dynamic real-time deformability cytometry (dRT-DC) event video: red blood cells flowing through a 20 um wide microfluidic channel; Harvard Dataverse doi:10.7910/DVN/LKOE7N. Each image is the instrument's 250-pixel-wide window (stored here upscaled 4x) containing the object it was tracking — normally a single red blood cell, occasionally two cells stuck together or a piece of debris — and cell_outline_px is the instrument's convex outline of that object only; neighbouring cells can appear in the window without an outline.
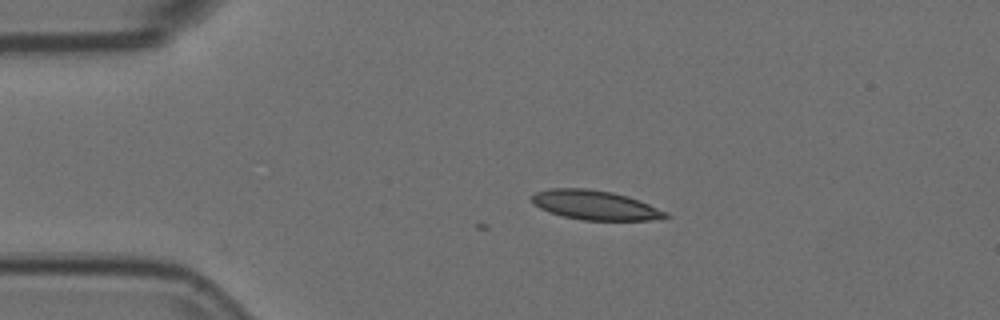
{"species": "Egyptian fruit bat (a non-hibernating species)", "species_latin": "Rousettus aegyptiacus", "temperature_condition": "room temperature", "stored_images_in_passage": 13, "camera_frame_rate_fps": 3000, "um_per_image_px": 0.085, "animal": {"sex": "female"}, "frame": {"image": 1, "passage_image": 1, "time_ms": 0.0, "image_size_px": [1000, 320], "cell_outline_px": [[672, 216], [664, 220], [580, 220], [548, 212], [540, 208], [528, 196], [536, 192], [548, 188], [584, 188], [612, 192], [628, 196], [668, 212]], "centroid_in_image_um": [50.62, 17.44], "position_along_channel_um": 34.4, "area_um2": 23.12}}
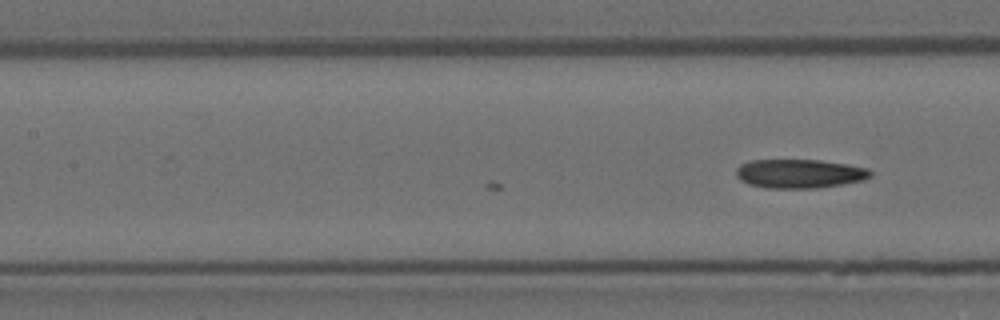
{"frame": {"image": 2, "passage_image": 13, "time_ms": 4.0, "image_size_px": [1000, 320], "cell_outline_px": [[872, 176], [864, 180], [816, 188], [764, 188], [748, 184], [740, 180], [736, 176], [736, 168], [740, 164], [752, 160], [820, 160], [848, 164], [868, 168], [872, 172]], "centroid_in_image_um": [67.95, 14.76], "position_along_channel_um": 139.5, "area_um2": 22.77}}